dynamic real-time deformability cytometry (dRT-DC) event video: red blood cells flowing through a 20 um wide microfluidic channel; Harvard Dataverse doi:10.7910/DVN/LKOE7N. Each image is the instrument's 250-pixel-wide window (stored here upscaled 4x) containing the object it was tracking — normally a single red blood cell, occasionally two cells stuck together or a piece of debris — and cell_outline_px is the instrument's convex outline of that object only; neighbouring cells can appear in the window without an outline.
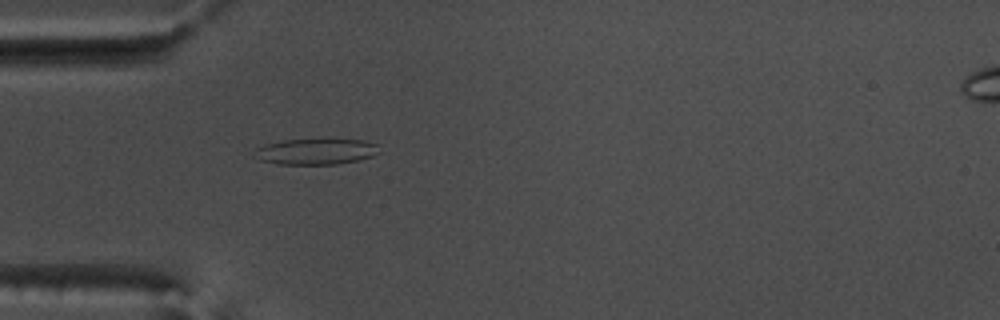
{"species": "common noctule bat (a hibernating species)", "species_latin": "Nyctalus noctula", "temperature_condition": "warm", "stored_images_in_passage": 45, "camera_frame_rate_fps": 3000, "um_per_image_px": 0.085, "animal": {"sex": "male", "body_mass_g": 17.5, "forearm_length_mm": 52.3}, "frame": {"image": 1, "passage_image": 8, "time_ms": 2.333, "image_size_px": [1000, 320], "cell_outline_px": [[380, 152], [372, 156], [356, 160], [336, 164], [276, 164], [260, 160], [252, 156], [256, 148], [264, 144], [284, 140], [364, 140], [376, 144]], "centroid_in_image_um": [26.79, 12.89], "position_along_channel_um": 58.2, "area_um2": 18.67}}
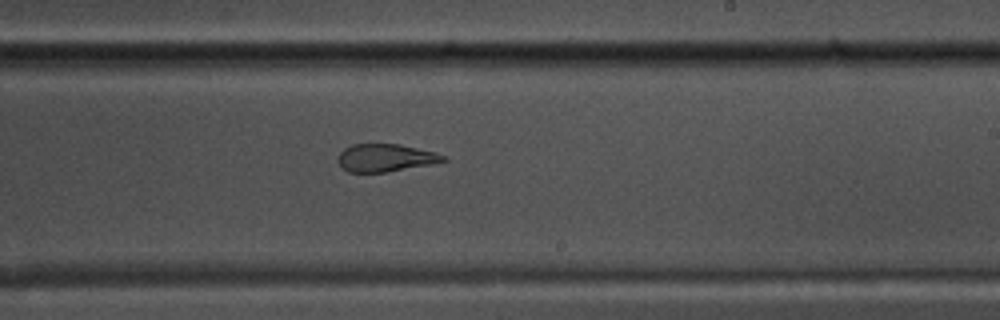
{"frame": {"image": 2, "passage_image": 24, "time_ms": 7.667, "image_size_px": [1000, 320], "cell_outline_px": [[448, 160], [432, 164], [384, 172], [348, 172], [340, 168], [336, 160], [340, 152], [344, 148], [352, 144], [400, 144], [436, 152], [448, 156]], "centroid_in_image_um": [32.75, 13.41], "position_along_channel_um": 256.2, "area_um2": 17.22}}
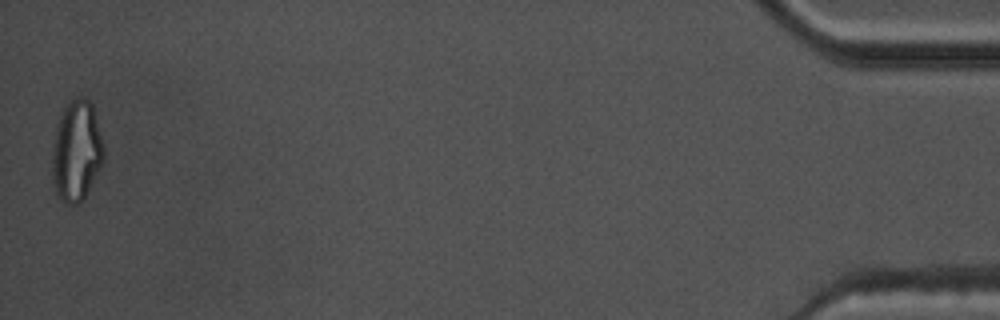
{"frame": {"image": 3, "passage_image": 45, "time_ms": 14.667, "image_size_px": [1000, 320], "cell_outline_px": [[104, 160], [84, 200], [76, 204], [68, 204], [56, 192], [52, 180], [52, 144], [56, 128], [60, 116], [64, 108], [72, 100], [80, 96], [88, 100], [92, 104], [104, 144]], "centroid_in_image_um": [6.51, 12.85], "position_along_channel_um": 428.7, "area_um2": 30.29}, "authors_computed_cell_mechanics": {"area_um2": 18.9584, "velocity_mm_per_s": 3.7991, "shape_relaxation_time_tau1_ms": null, "shape_relaxation_time_tau2_ms": 1.6753, "deformation_change_tau1": null, "deformation_change_tau2": 0.0958}}